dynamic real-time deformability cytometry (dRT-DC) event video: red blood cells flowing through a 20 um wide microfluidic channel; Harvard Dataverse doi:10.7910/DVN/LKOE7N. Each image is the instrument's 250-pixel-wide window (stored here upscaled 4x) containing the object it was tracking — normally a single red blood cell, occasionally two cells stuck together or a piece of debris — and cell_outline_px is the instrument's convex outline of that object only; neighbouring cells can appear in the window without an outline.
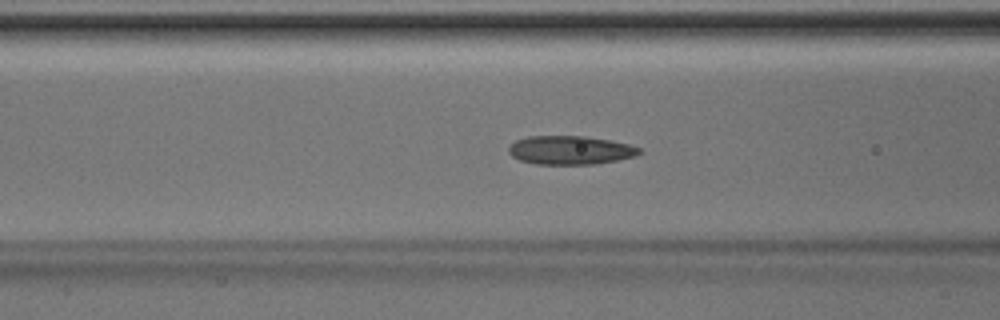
{"species": "Egyptian fruit bat (a non-hibernating species)", "species_latin": "Rousettus aegyptiacus", "temperature_condition": "room temperature", "stored_images_in_passage": 48, "camera_frame_rate_fps": 3000, "um_per_image_px": 0.085, "animal": {"sex": "male"}, "frame": {"image": 1, "passage_image": 18, "time_ms": 5.667, "image_size_px": [1000, 320], "cell_outline_px": [[640, 152], [636, 156], [616, 160], [592, 164], [536, 164], [520, 160], [512, 156], [508, 152], [508, 148], [516, 140], [528, 136], [584, 136], [608, 140], [628, 144], [640, 148]], "centroid_in_image_um": [48.44, 12.76], "position_along_channel_um": 118.2, "area_um2": 21.62}}
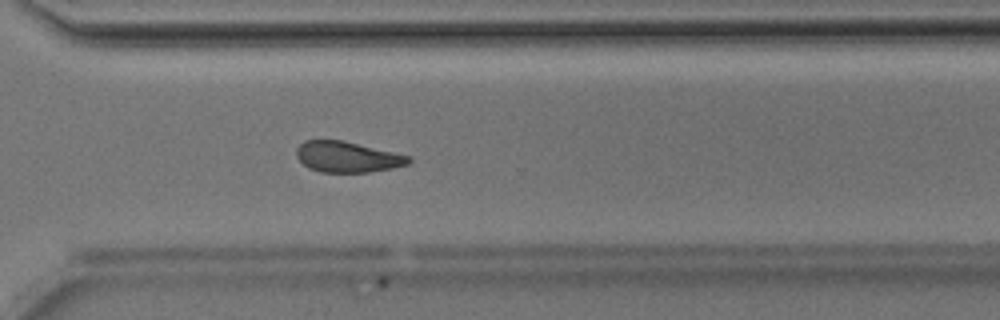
{"frame": {"image": 2, "passage_image": 34, "time_ms": 11.0, "image_size_px": [1000, 320], "cell_outline_px": [[412, 160], [408, 164], [392, 168], [368, 172], [320, 172], [308, 168], [296, 156], [296, 148], [304, 140], [344, 140], [412, 156]], "centroid_in_image_um": [29.54, 13.33], "position_along_channel_um": 341.1, "area_um2": 20.29}}
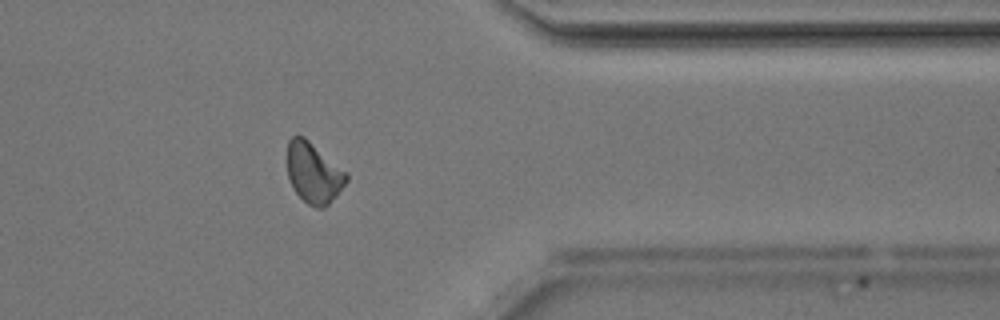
{"frame": {"image": 3, "passage_image": 38, "time_ms": 12.333, "image_size_px": [1000, 320], "cell_outline_px": [[348, 180], [336, 196], [324, 208], [316, 208], [308, 204], [296, 192], [288, 176], [284, 160], [288, 140], [292, 136], [304, 136], [348, 172]], "centroid_in_image_um": [26.63, 14.65], "position_along_channel_um": 384.8, "area_um2": 21.33}, "authors_computed_cell_mechanics": {"area_um2": 21.2704, "velocity_mm_per_s": 4.1831, "shape_relaxation_time_tau1_ms": 6.1758, "shape_relaxation_time_tau2_ms": 5.6179, "deformation_change_tau1": 0.1306, "deformation_change_tau2": 0.1248}}